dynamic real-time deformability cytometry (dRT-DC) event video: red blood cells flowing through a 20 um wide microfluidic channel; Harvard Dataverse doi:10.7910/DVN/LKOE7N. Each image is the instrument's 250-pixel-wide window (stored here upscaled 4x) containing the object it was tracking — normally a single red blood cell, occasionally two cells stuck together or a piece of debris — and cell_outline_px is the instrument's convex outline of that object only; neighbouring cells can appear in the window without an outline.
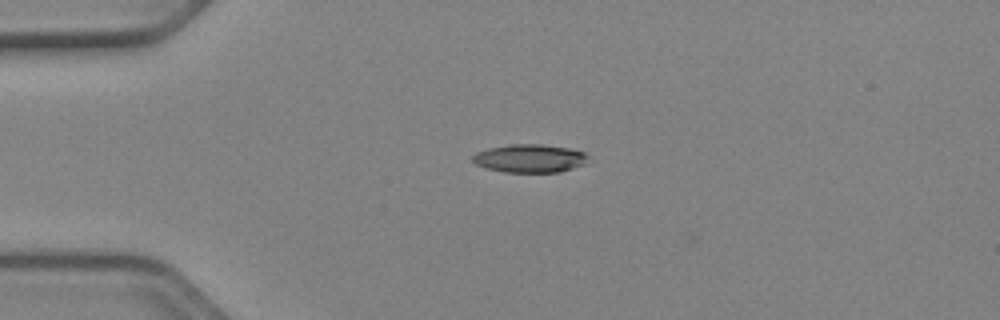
{"species": "Egyptian fruit bat (a non-hibernating species)", "species_latin": "Rousettus aegyptiacus", "temperature_condition": "cold", "stored_images_in_passage": 36, "camera_frame_rate_fps": 3000, "um_per_image_px": 0.085, "animal": {"sex": "female"}, "frame": {"image": 1, "passage_image": 2, "time_ms": 0.333, "image_size_px": [1000, 320], "cell_outline_px": [[588, 156], [584, 164], [560, 172], [504, 172], [488, 168], [476, 164], [472, 160], [472, 156], [476, 152], [488, 148], [512, 144], [540, 144], [568, 148], [584, 152]], "centroid_in_image_um": [45.01, 13.46], "position_along_channel_um": 40.0, "area_um2": 18.84}}
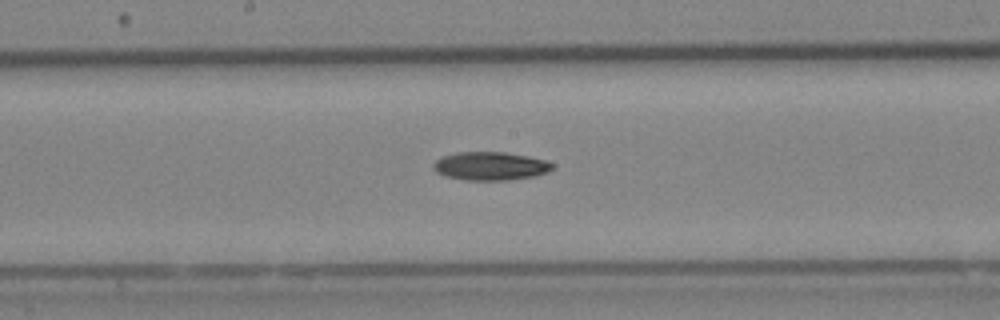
{"frame": {"image": 2, "passage_image": 17, "time_ms": 5.333, "image_size_px": [1000, 320], "cell_outline_px": [[552, 168], [548, 172], [536, 176], [508, 180], [468, 180], [444, 176], [436, 172], [432, 168], [432, 164], [440, 156], [456, 152], [504, 152], [528, 156], [544, 160], [552, 164]], "centroid_in_image_um": [41.63, 14.11], "position_along_channel_um": 206.6, "area_um2": 19.77}}
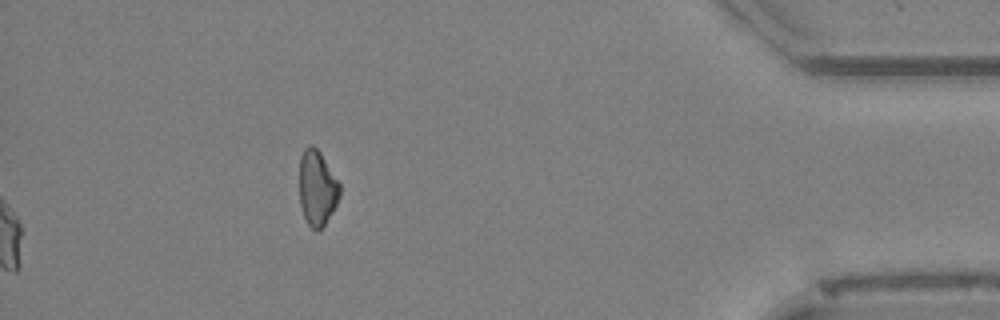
{"frame": {"image": 3, "passage_image": 36, "time_ms": 11.667, "image_size_px": [1000, 320], "cell_outline_px": [[340, 196], [332, 212], [324, 224], [316, 232], [308, 224], [304, 216], [300, 204], [300, 156], [304, 148], [308, 144], [312, 144], [320, 152], [340, 184]], "centroid_in_image_um": [26.95, 15.96], "position_along_channel_um": 408.3, "area_um2": 17.57}, "authors_computed_cell_mechanics": {"area_um2": 19.363, "velocity_mm_per_s": 3.9581, "shape_relaxation_time_tau1_ms": 10.0034, "shape_relaxation_time_tau2_ms": null, "deformation_change_tau1": 0.1718, "deformation_change_tau2": null}}